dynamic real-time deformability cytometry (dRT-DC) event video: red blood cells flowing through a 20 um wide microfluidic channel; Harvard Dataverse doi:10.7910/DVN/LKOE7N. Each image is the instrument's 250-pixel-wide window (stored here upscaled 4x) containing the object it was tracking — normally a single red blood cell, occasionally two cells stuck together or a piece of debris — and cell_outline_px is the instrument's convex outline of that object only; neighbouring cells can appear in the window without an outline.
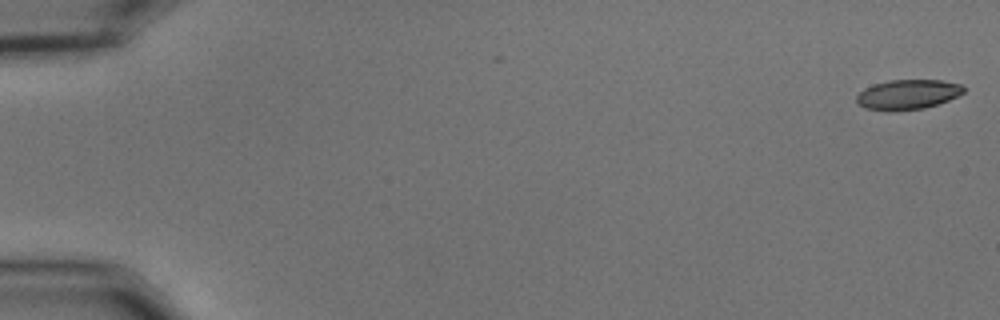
{"species": "common noctule bat (a hibernating species)", "species_latin": "Nyctalus noctula", "temperature_condition": "cold", "stored_images_in_passage": 5, "camera_frame_rate_fps": 3000, "um_per_image_px": 0.085, "animal": {"sex": "male", "body_mass_g": 15.6}, "frame": {"image": 1, "passage_image": 1, "time_ms": 0.0, "image_size_px": [1000, 320], "cell_outline_px": [[964, 92], [948, 100], [924, 108], [896, 112], [888, 112], [864, 108], [856, 100], [856, 96], [864, 88], [872, 84], [888, 80], [940, 80], [960, 84], [964, 88]], "centroid_in_image_um": [77.1, 8.04], "position_along_channel_um": 7.9, "area_um2": 18.79}}